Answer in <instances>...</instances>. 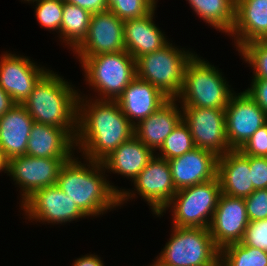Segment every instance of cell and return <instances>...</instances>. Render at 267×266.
I'll return each mask as SVG.
<instances>
[{"mask_svg":"<svg viewBox=\"0 0 267 266\" xmlns=\"http://www.w3.org/2000/svg\"><path fill=\"white\" fill-rule=\"evenodd\" d=\"M238 53L254 70L252 79L267 80V40L244 44L238 49Z\"/></svg>","mask_w":267,"mask_h":266,"instance_id":"cell-30","label":"cell"},{"mask_svg":"<svg viewBox=\"0 0 267 266\" xmlns=\"http://www.w3.org/2000/svg\"><path fill=\"white\" fill-rule=\"evenodd\" d=\"M170 98L149 82L135 77L116 99L123 114L135 126L158 110Z\"/></svg>","mask_w":267,"mask_h":266,"instance_id":"cell-18","label":"cell"},{"mask_svg":"<svg viewBox=\"0 0 267 266\" xmlns=\"http://www.w3.org/2000/svg\"><path fill=\"white\" fill-rule=\"evenodd\" d=\"M154 155L155 152L134 135L107 156L102 164L106 172L120 174L133 182Z\"/></svg>","mask_w":267,"mask_h":266,"instance_id":"cell-25","label":"cell"},{"mask_svg":"<svg viewBox=\"0 0 267 266\" xmlns=\"http://www.w3.org/2000/svg\"><path fill=\"white\" fill-rule=\"evenodd\" d=\"M155 10L156 8L145 17L124 21L125 49L135 60L162 48L169 42L153 20Z\"/></svg>","mask_w":267,"mask_h":266,"instance_id":"cell-23","label":"cell"},{"mask_svg":"<svg viewBox=\"0 0 267 266\" xmlns=\"http://www.w3.org/2000/svg\"><path fill=\"white\" fill-rule=\"evenodd\" d=\"M249 219L244 198L220 194L209 226L215 245L223 247L242 241Z\"/></svg>","mask_w":267,"mask_h":266,"instance_id":"cell-16","label":"cell"},{"mask_svg":"<svg viewBox=\"0 0 267 266\" xmlns=\"http://www.w3.org/2000/svg\"><path fill=\"white\" fill-rule=\"evenodd\" d=\"M195 148V144L187 124L181 120L174 130L166 137L160 153L155 152L158 157L170 160Z\"/></svg>","mask_w":267,"mask_h":266,"instance_id":"cell-29","label":"cell"},{"mask_svg":"<svg viewBox=\"0 0 267 266\" xmlns=\"http://www.w3.org/2000/svg\"><path fill=\"white\" fill-rule=\"evenodd\" d=\"M220 266H267V251L232 243L220 250Z\"/></svg>","mask_w":267,"mask_h":266,"instance_id":"cell-28","label":"cell"},{"mask_svg":"<svg viewBox=\"0 0 267 266\" xmlns=\"http://www.w3.org/2000/svg\"><path fill=\"white\" fill-rule=\"evenodd\" d=\"M132 183L136 188L133 189L137 192L129 189L127 191L124 188L120 193V207L133 197L136 198L135 194L138 193L143 200L145 199L152 209V214L155 215H159L166 208L177 192L168 160L160 158L156 154Z\"/></svg>","mask_w":267,"mask_h":266,"instance_id":"cell-9","label":"cell"},{"mask_svg":"<svg viewBox=\"0 0 267 266\" xmlns=\"http://www.w3.org/2000/svg\"><path fill=\"white\" fill-rule=\"evenodd\" d=\"M74 88L68 80L49 70L22 105L34 122L63 128L76 139L80 93Z\"/></svg>","mask_w":267,"mask_h":266,"instance_id":"cell-3","label":"cell"},{"mask_svg":"<svg viewBox=\"0 0 267 266\" xmlns=\"http://www.w3.org/2000/svg\"><path fill=\"white\" fill-rule=\"evenodd\" d=\"M123 50H126L124 21L106 10L92 14L86 38L73 53L77 57H90Z\"/></svg>","mask_w":267,"mask_h":266,"instance_id":"cell-14","label":"cell"},{"mask_svg":"<svg viewBox=\"0 0 267 266\" xmlns=\"http://www.w3.org/2000/svg\"><path fill=\"white\" fill-rule=\"evenodd\" d=\"M16 104L12 97L0 87V117Z\"/></svg>","mask_w":267,"mask_h":266,"instance_id":"cell-40","label":"cell"},{"mask_svg":"<svg viewBox=\"0 0 267 266\" xmlns=\"http://www.w3.org/2000/svg\"><path fill=\"white\" fill-rule=\"evenodd\" d=\"M221 194L218 177L208 182L181 189L157 217L172 211V226L209 228Z\"/></svg>","mask_w":267,"mask_h":266,"instance_id":"cell-8","label":"cell"},{"mask_svg":"<svg viewBox=\"0 0 267 266\" xmlns=\"http://www.w3.org/2000/svg\"><path fill=\"white\" fill-rule=\"evenodd\" d=\"M225 118L227 141L232 150H239L267 123V114L245 91L231 96Z\"/></svg>","mask_w":267,"mask_h":266,"instance_id":"cell-13","label":"cell"},{"mask_svg":"<svg viewBox=\"0 0 267 266\" xmlns=\"http://www.w3.org/2000/svg\"><path fill=\"white\" fill-rule=\"evenodd\" d=\"M217 177L224 195L245 199L255 190L251 181L249 155H244L240 150H230L218 157Z\"/></svg>","mask_w":267,"mask_h":266,"instance_id":"cell-20","label":"cell"},{"mask_svg":"<svg viewBox=\"0 0 267 266\" xmlns=\"http://www.w3.org/2000/svg\"><path fill=\"white\" fill-rule=\"evenodd\" d=\"M101 257L94 254H86L75 259L72 266H105Z\"/></svg>","mask_w":267,"mask_h":266,"instance_id":"cell-39","label":"cell"},{"mask_svg":"<svg viewBox=\"0 0 267 266\" xmlns=\"http://www.w3.org/2000/svg\"><path fill=\"white\" fill-rule=\"evenodd\" d=\"M78 159L74 155L64 163L56 186L74 201L87 217H98L120 206V193L123 189L112 185L106 179L102 162Z\"/></svg>","mask_w":267,"mask_h":266,"instance_id":"cell-2","label":"cell"},{"mask_svg":"<svg viewBox=\"0 0 267 266\" xmlns=\"http://www.w3.org/2000/svg\"><path fill=\"white\" fill-rule=\"evenodd\" d=\"M89 11L91 14L108 10L106 0H64Z\"/></svg>","mask_w":267,"mask_h":266,"instance_id":"cell-38","label":"cell"},{"mask_svg":"<svg viewBox=\"0 0 267 266\" xmlns=\"http://www.w3.org/2000/svg\"><path fill=\"white\" fill-rule=\"evenodd\" d=\"M77 58L86 84L98 94L97 100L116 101L136 77V60L126 50Z\"/></svg>","mask_w":267,"mask_h":266,"instance_id":"cell-5","label":"cell"},{"mask_svg":"<svg viewBox=\"0 0 267 266\" xmlns=\"http://www.w3.org/2000/svg\"><path fill=\"white\" fill-rule=\"evenodd\" d=\"M168 42L162 48L136 59V77L161 90L170 99L180 94L184 70L193 52Z\"/></svg>","mask_w":267,"mask_h":266,"instance_id":"cell-6","label":"cell"},{"mask_svg":"<svg viewBox=\"0 0 267 266\" xmlns=\"http://www.w3.org/2000/svg\"><path fill=\"white\" fill-rule=\"evenodd\" d=\"M92 14L64 1L60 40L74 51L86 38Z\"/></svg>","mask_w":267,"mask_h":266,"instance_id":"cell-27","label":"cell"},{"mask_svg":"<svg viewBox=\"0 0 267 266\" xmlns=\"http://www.w3.org/2000/svg\"><path fill=\"white\" fill-rule=\"evenodd\" d=\"M195 147L223 156L232 150L227 141L225 109L181 107Z\"/></svg>","mask_w":267,"mask_h":266,"instance_id":"cell-10","label":"cell"},{"mask_svg":"<svg viewBox=\"0 0 267 266\" xmlns=\"http://www.w3.org/2000/svg\"><path fill=\"white\" fill-rule=\"evenodd\" d=\"M30 3L35 4V15L40 26L56 31L60 36L64 0H33Z\"/></svg>","mask_w":267,"mask_h":266,"instance_id":"cell-32","label":"cell"},{"mask_svg":"<svg viewBox=\"0 0 267 266\" xmlns=\"http://www.w3.org/2000/svg\"><path fill=\"white\" fill-rule=\"evenodd\" d=\"M9 173V159L0 147V172Z\"/></svg>","mask_w":267,"mask_h":266,"instance_id":"cell-41","label":"cell"},{"mask_svg":"<svg viewBox=\"0 0 267 266\" xmlns=\"http://www.w3.org/2000/svg\"><path fill=\"white\" fill-rule=\"evenodd\" d=\"M75 139L63 128L34 122L26 155L42 158H72Z\"/></svg>","mask_w":267,"mask_h":266,"instance_id":"cell-21","label":"cell"},{"mask_svg":"<svg viewBox=\"0 0 267 266\" xmlns=\"http://www.w3.org/2000/svg\"><path fill=\"white\" fill-rule=\"evenodd\" d=\"M251 181L255 190L267 188V157L249 155Z\"/></svg>","mask_w":267,"mask_h":266,"instance_id":"cell-36","label":"cell"},{"mask_svg":"<svg viewBox=\"0 0 267 266\" xmlns=\"http://www.w3.org/2000/svg\"><path fill=\"white\" fill-rule=\"evenodd\" d=\"M219 68L197 54L187 61L183 86L176 97L181 107L225 109L235 93Z\"/></svg>","mask_w":267,"mask_h":266,"instance_id":"cell-4","label":"cell"},{"mask_svg":"<svg viewBox=\"0 0 267 266\" xmlns=\"http://www.w3.org/2000/svg\"><path fill=\"white\" fill-rule=\"evenodd\" d=\"M244 201L249 221L267 219V188L254 190Z\"/></svg>","mask_w":267,"mask_h":266,"instance_id":"cell-34","label":"cell"},{"mask_svg":"<svg viewBox=\"0 0 267 266\" xmlns=\"http://www.w3.org/2000/svg\"><path fill=\"white\" fill-rule=\"evenodd\" d=\"M218 157L195 147L182 156L168 160L174 187L177 191L217 177Z\"/></svg>","mask_w":267,"mask_h":266,"instance_id":"cell-17","label":"cell"},{"mask_svg":"<svg viewBox=\"0 0 267 266\" xmlns=\"http://www.w3.org/2000/svg\"><path fill=\"white\" fill-rule=\"evenodd\" d=\"M241 243L267 251V219L249 221Z\"/></svg>","mask_w":267,"mask_h":266,"instance_id":"cell-33","label":"cell"},{"mask_svg":"<svg viewBox=\"0 0 267 266\" xmlns=\"http://www.w3.org/2000/svg\"><path fill=\"white\" fill-rule=\"evenodd\" d=\"M171 237L156 258L168 266H220V249L209 228L172 226Z\"/></svg>","mask_w":267,"mask_h":266,"instance_id":"cell-7","label":"cell"},{"mask_svg":"<svg viewBox=\"0 0 267 266\" xmlns=\"http://www.w3.org/2000/svg\"><path fill=\"white\" fill-rule=\"evenodd\" d=\"M33 123L22 104L14 105L0 117V147L9 160L26 155Z\"/></svg>","mask_w":267,"mask_h":266,"instance_id":"cell-24","label":"cell"},{"mask_svg":"<svg viewBox=\"0 0 267 266\" xmlns=\"http://www.w3.org/2000/svg\"><path fill=\"white\" fill-rule=\"evenodd\" d=\"M49 71L27 56L7 51L0 56V87L17 104H22L38 81Z\"/></svg>","mask_w":267,"mask_h":266,"instance_id":"cell-15","label":"cell"},{"mask_svg":"<svg viewBox=\"0 0 267 266\" xmlns=\"http://www.w3.org/2000/svg\"><path fill=\"white\" fill-rule=\"evenodd\" d=\"M29 221L43 224H67L87 216L77 207L66 194L56 185L41 188L28 197L22 204Z\"/></svg>","mask_w":267,"mask_h":266,"instance_id":"cell-11","label":"cell"},{"mask_svg":"<svg viewBox=\"0 0 267 266\" xmlns=\"http://www.w3.org/2000/svg\"><path fill=\"white\" fill-rule=\"evenodd\" d=\"M239 150L244 155L267 157V123L260 127Z\"/></svg>","mask_w":267,"mask_h":266,"instance_id":"cell-35","label":"cell"},{"mask_svg":"<svg viewBox=\"0 0 267 266\" xmlns=\"http://www.w3.org/2000/svg\"><path fill=\"white\" fill-rule=\"evenodd\" d=\"M176 99H169L158 110L134 126V135L156 152L166 137L182 120V110Z\"/></svg>","mask_w":267,"mask_h":266,"instance_id":"cell-22","label":"cell"},{"mask_svg":"<svg viewBox=\"0 0 267 266\" xmlns=\"http://www.w3.org/2000/svg\"><path fill=\"white\" fill-rule=\"evenodd\" d=\"M200 19L229 36L235 22V0H186Z\"/></svg>","mask_w":267,"mask_h":266,"instance_id":"cell-26","label":"cell"},{"mask_svg":"<svg viewBox=\"0 0 267 266\" xmlns=\"http://www.w3.org/2000/svg\"><path fill=\"white\" fill-rule=\"evenodd\" d=\"M245 92L267 114V80L252 79L251 87L245 89Z\"/></svg>","mask_w":267,"mask_h":266,"instance_id":"cell-37","label":"cell"},{"mask_svg":"<svg viewBox=\"0 0 267 266\" xmlns=\"http://www.w3.org/2000/svg\"><path fill=\"white\" fill-rule=\"evenodd\" d=\"M71 158H42L29 155L9 160V175L20 188L21 205L37 190L56 185L61 167Z\"/></svg>","mask_w":267,"mask_h":266,"instance_id":"cell-12","label":"cell"},{"mask_svg":"<svg viewBox=\"0 0 267 266\" xmlns=\"http://www.w3.org/2000/svg\"><path fill=\"white\" fill-rule=\"evenodd\" d=\"M81 95L78 99V132L75 148L82 159L102 162L123 142L134 136V125L116 101L97 100ZM86 97V98H85Z\"/></svg>","mask_w":267,"mask_h":266,"instance_id":"cell-1","label":"cell"},{"mask_svg":"<svg viewBox=\"0 0 267 266\" xmlns=\"http://www.w3.org/2000/svg\"><path fill=\"white\" fill-rule=\"evenodd\" d=\"M149 266H168V265H166V264L162 263L161 261H159L158 259H156V260L154 261V263H152V264L149 265Z\"/></svg>","mask_w":267,"mask_h":266,"instance_id":"cell-42","label":"cell"},{"mask_svg":"<svg viewBox=\"0 0 267 266\" xmlns=\"http://www.w3.org/2000/svg\"><path fill=\"white\" fill-rule=\"evenodd\" d=\"M108 10L125 21L145 17L157 8L158 0H106Z\"/></svg>","mask_w":267,"mask_h":266,"instance_id":"cell-31","label":"cell"},{"mask_svg":"<svg viewBox=\"0 0 267 266\" xmlns=\"http://www.w3.org/2000/svg\"><path fill=\"white\" fill-rule=\"evenodd\" d=\"M230 37L238 50L252 41L267 40V0H235V22Z\"/></svg>","mask_w":267,"mask_h":266,"instance_id":"cell-19","label":"cell"},{"mask_svg":"<svg viewBox=\"0 0 267 266\" xmlns=\"http://www.w3.org/2000/svg\"><path fill=\"white\" fill-rule=\"evenodd\" d=\"M22 1H23V0H22ZM24 1H25L26 3H27V2L29 3V2H31V1H33V0H24Z\"/></svg>","mask_w":267,"mask_h":266,"instance_id":"cell-43","label":"cell"}]
</instances>
